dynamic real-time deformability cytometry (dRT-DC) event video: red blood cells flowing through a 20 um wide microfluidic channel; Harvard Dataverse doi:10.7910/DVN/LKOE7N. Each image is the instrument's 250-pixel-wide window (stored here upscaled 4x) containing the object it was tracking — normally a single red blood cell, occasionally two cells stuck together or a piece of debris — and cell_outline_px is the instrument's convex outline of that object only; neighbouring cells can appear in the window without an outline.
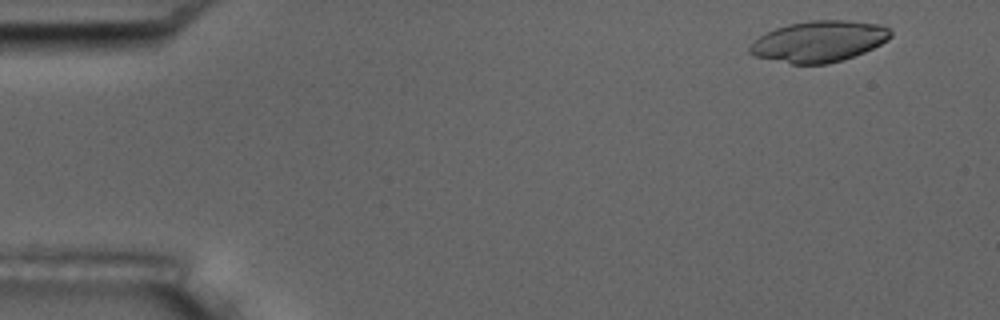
{"species": "common noctule bat (a hibernating species)", "species_latin": "Nyctalus noctula", "temperature_condition": "room temperature", "stored_images_in_passage": 5, "camera_frame_rate_fps": 3000, "um_per_image_px": 0.085, "animal": {"sex": "male", "body_mass_g": 17.5, "forearm_length_mm": 52.3}, "frame": {"image": 1, "passage_image": 1, "time_ms": 0.0, "image_size_px": [1000, 320], "cell_outline_px": [[892, 36], [888, 40], [864, 52], [828, 64], [792, 64], [756, 56], [748, 52], [748, 48], [760, 36], [776, 28], [788, 24], [812, 20], [848, 20], [880, 24], [888, 28], [892, 32]], "centroid_in_image_um": [69.64, 3.51], "position_along_channel_um": 15.4, "area_um2": 33.47}}